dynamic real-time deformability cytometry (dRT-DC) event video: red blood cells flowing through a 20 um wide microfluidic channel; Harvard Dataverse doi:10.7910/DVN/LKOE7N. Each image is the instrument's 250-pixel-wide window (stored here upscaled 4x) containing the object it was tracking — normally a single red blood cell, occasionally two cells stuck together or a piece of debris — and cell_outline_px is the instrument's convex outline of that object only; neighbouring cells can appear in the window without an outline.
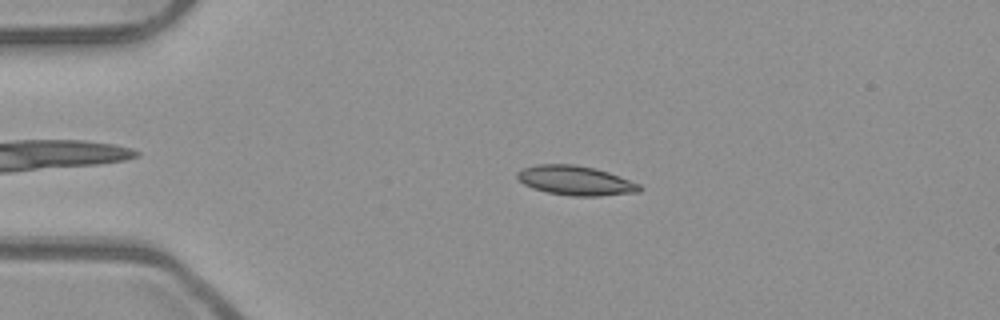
{"species": "common noctule bat (a hibernating species)", "species_latin": "Nyctalus noctula", "temperature_condition": "room temperature", "stored_images_in_passage": 52, "camera_frame_rate_fps": 3000, "um_per_image_px": 0.085, "animal": {"sex": "male", "body_mass_g": 23.1, "forearm_length_mm": 52.7}, "frame": {"image": 1, "passage_image": 11, "time_ms": 3.333, "image_size_px": [1000, 320], "cell_outline_px": [[644, 188], [640, 192], [600, 196], [572, 196], [548, 192], [524, 184], [516, 176], [516, 172], [524, 168], [536, 164], [572, 164], [596, 168], [608, 172], [640, 184]], "centroid_in_image_um": [48.96, 15.34], "position_along_channel_um": 36.0, "area_um2": 20.92}}
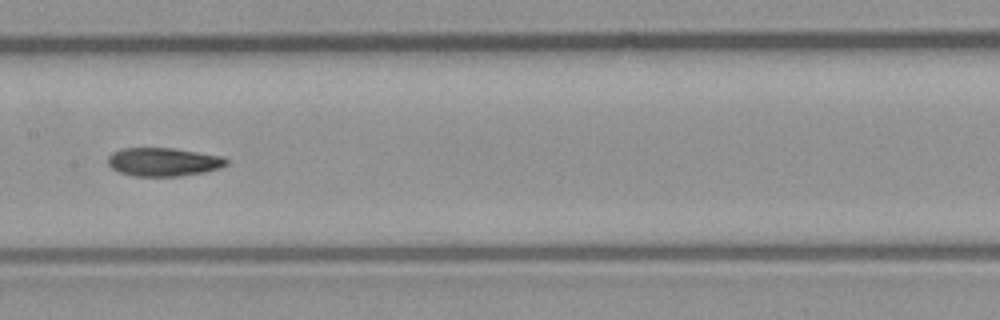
{"frame": {"image": 2, "passage_image": 26, "time_ms": 8.333, "image_size_px": [1000, 320], "cell_outline_px": [[228, 164], [220, 168], [204, 172], [180, 176], [132, 176], [120, 172], [112, 168], [108, 164], [108, 156], [112, 152], [124, 148], [172, 148], [220, 156], [228, 160]], "centroid_in_image_um": [13.87, 13.77], "position_along_channel_um": 193.5, "area_um2": 19.54}}
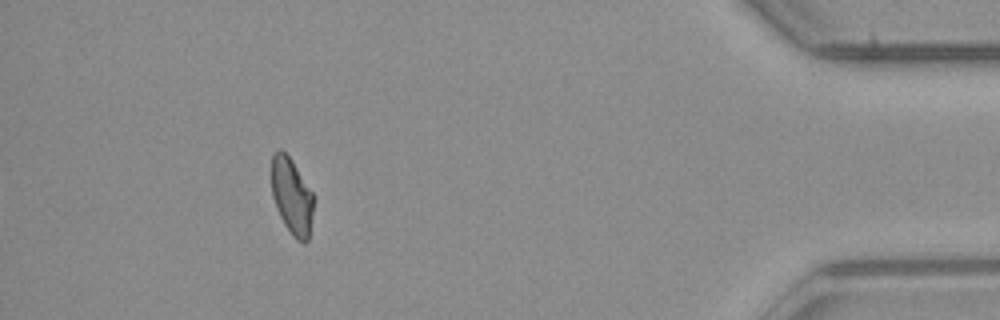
{"frame": {"image": 3, "passage_image": 47, "time_ms": 15.333, "image_size_px": [1000, 320], "cell_outline_px": [[312, 216], [308, 240], [304, 244], [296, 240], [292, 236], [284, 224], [276, 208], [272, 196], [272, 156], [280, 148], [292, 160], [312, 192]], "centroid_in_image_um": [24.79, 16.71], "position_along_channel_um": 410.4, "area_um2": 18.5}, "authors_computed_cell_mechanics": {"area_um2": 19.6231, "velocity_mm_per_s": 3.9457, "shape_relaxation_time_tau1_ms": 7.7476, "shape_relaxation_time_tau2_ms": 5.959, "deformation_change_tau1": 0.1906, "deformation_change_tau2": 0.1104}}